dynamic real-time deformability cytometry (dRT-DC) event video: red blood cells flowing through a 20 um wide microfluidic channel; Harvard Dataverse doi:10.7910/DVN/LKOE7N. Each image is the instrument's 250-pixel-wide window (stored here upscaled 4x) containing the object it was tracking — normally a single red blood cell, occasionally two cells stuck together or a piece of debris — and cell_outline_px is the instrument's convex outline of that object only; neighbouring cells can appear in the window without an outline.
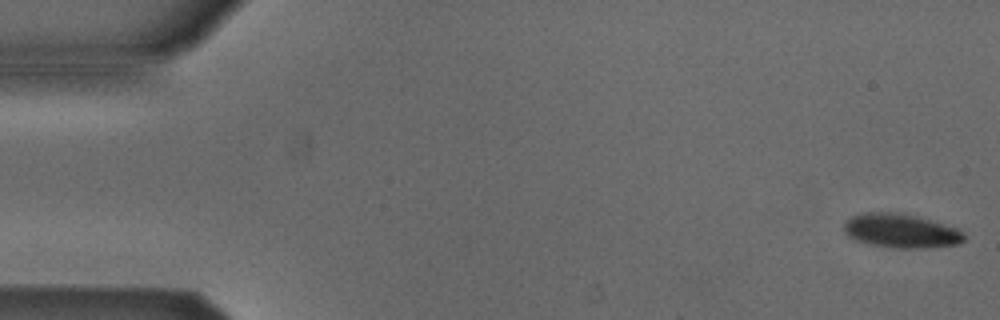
{"species": "Egyptian fruit bat (a non-hibernating species)", "species_latin": "Rousettus aegyptiacus", "temperature_condition": "cold", "stored_images_in_passage": 18, "camera_frame_rate_fps": 3000, "um_per_image_px": 0.085, "animal": {"sex": "male"}, "frame": {"image": 1, "passage_image": 1, "time_ms": 0.0, "image_size_px": [1000, 320], "cell_outline_px": [[964, 240], [956, 244], [924, 248], [892, 248], [872, 244], [856, 240], [848, 236], [844, 232], [844, 224], [852, 216], [860, 212], [900, 212], [916, 216], [956, 228], [964, 232]], "centroid_in_image_um": [76.55, 19.61], "position_along_channel_um": 8.5, "area_um2": 23.7}}
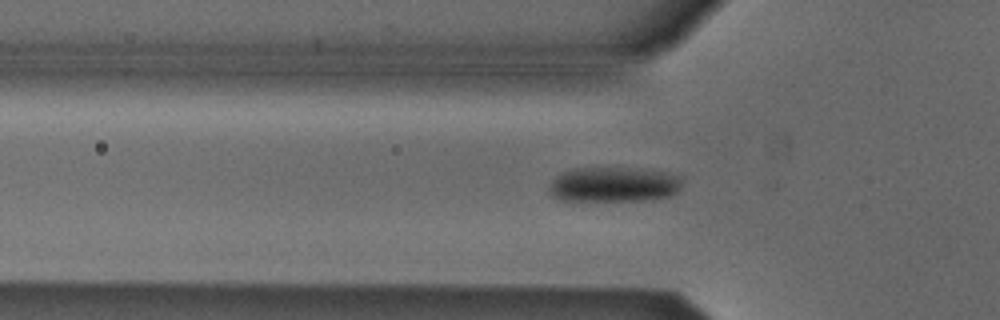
{"frame": {"image": 2, "passage_image": 17, "time_ms": 5.333, "image_size_px": [1000, 320], "cell_outline_px": [[684, 176], [680, 188], [672, 196], [644, 200], [560, 200], [552, 196], [548, 192], [548, 184], [556, 176], [564, 172], [576, 168], [652, 168]], "centroid_in_image_um": [52.23, 15.66], "position_along_channel_um": 73.6, "area_um2": 27.63}}